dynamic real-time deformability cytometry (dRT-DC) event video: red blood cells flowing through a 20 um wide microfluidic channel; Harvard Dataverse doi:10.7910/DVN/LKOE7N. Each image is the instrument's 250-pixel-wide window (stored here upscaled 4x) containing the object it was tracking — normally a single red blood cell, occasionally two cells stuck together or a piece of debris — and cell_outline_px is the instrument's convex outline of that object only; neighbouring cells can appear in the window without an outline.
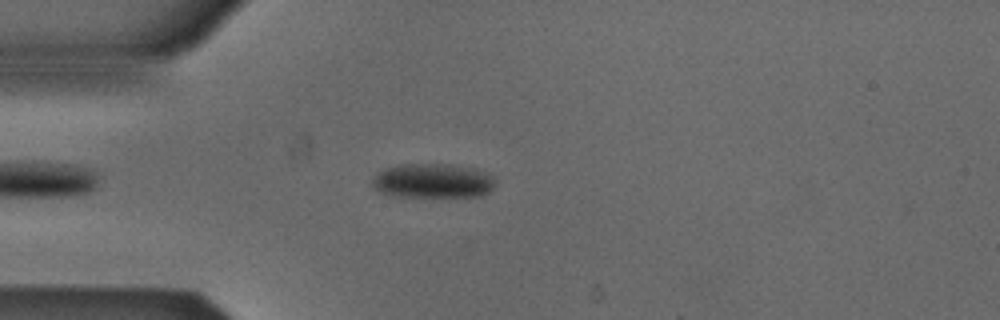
{"species": "Egyptian fruit bat (a non-hibernating species)", "species_latin": "Rousettus aegyptiacus", "temperature_condition": "cold", "stored_images_in_passage": 45, "camera_frame_rate_fps": 3000, "um_per_image_px": 0.085, "animal": {"sex": "male"}, "frame": {"image": 1, "passage_image": 6, "time_ms": 1.667, "image_size_px": [1000, 320], "cell_outline_px": [[496, 184], [488, 192], [480, 196], [400, 196], [380, 192], [372, 184], [372, 180], [380, 172], [388, 168], [404, 164], [416, 164], [472, 168], [492, 176]], "centroid_in_image_um": [36.8, 15.4], "position_along_channel_um": 48.2, "area_um2": 23.64}}
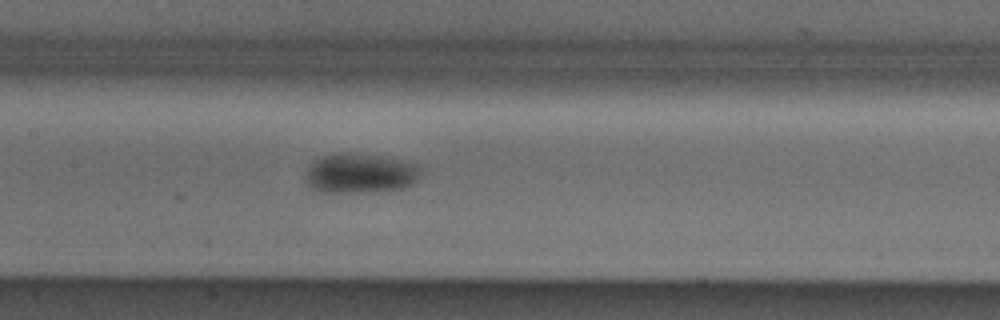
{"frame": {"image": 2, "passage_image": 17, "time_ms": 5.333, "image_size_px": [1000, 320], "cell_outline_px": [[420, 168], [416, 180], [412, 184], [404, 188], [364, 192], [320, 192], [312, 188], [308, 184], [304, 176], [312, 160], [324, 156], [340, 152], [352, 152], [380, 156], [404, 160], [416, 164]], "centroid_in_image_um": [30.57, 14.72], "position_along_channel_um": 176.8, "area_um2": 26.76}}
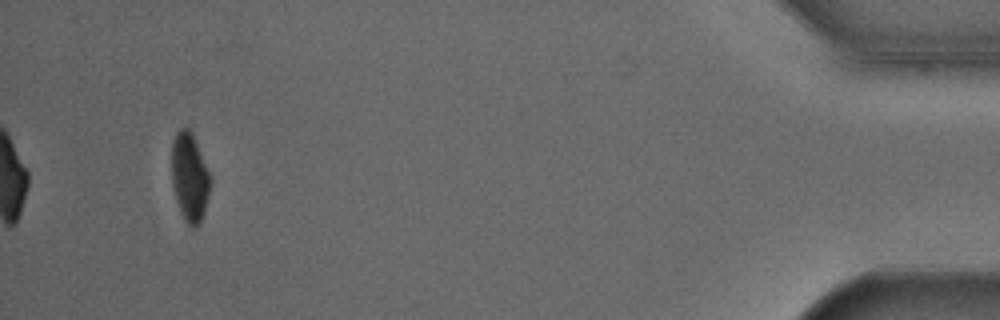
{"frame": {"image": 3, "passage_image": 42, "time_ms": 13.667, "image_size_px": [1000, 320], "cell_outline_px": [[212, 184], [204, 212], [200, 224], [196, 228], [192, 228], [184, 220], [180, 212], [172, 188], [172, 144], [176, 132], [180, 128], [188, 128], [192, 132], [212, 180]], "centroid_in_image_um": [16.12, 15.1], "position_along_channel_um": 419.1, "area_um2": 20.17}, "authors_computed_cell_mechanics": {"area_um2": 23.6402, "velocity_mm_per_s": 3.867, "shape_relaxation_time_tau1_ms": 2.961, "shape_relaxation_time_tau2_ms": null, "deformation_change_tau1": 0.0946, "deformation_change_tau2": null}}